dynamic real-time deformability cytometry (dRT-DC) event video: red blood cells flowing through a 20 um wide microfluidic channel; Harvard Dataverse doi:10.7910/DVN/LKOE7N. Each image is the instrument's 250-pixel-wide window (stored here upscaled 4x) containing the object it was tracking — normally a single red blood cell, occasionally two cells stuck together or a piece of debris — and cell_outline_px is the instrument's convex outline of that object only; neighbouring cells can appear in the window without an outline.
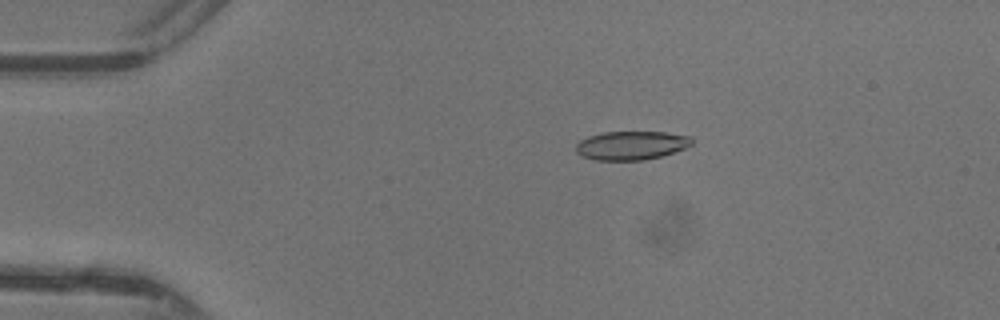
{"species": "common noctule bat (a hibernating species)", "species_latin": "Nyctalus noctula", "temperature_condition": "warm", "stored_images_in_passage": 48, "camera_frame_rate_fps": 3000, "um_per_image_px": 0.085, "animal": {"sex": "female"}, "frame": {"image": 1, "passage_image": 10, "time_ms": 3.0, "image_size_px": [1000, 320], "cell_outline_px": [[692, 144], [684, 148], [660, 156], [644, 160], [596, 160], [584, 156], [576, 152], [576, 144], [580, 140], [588, 136], [604, 132], [664, 132], [692, 136]], "centroid_in_image_um": [53.65, 12.35], "position_along_channel_um": 31.3, "area_um2": 19.25}}
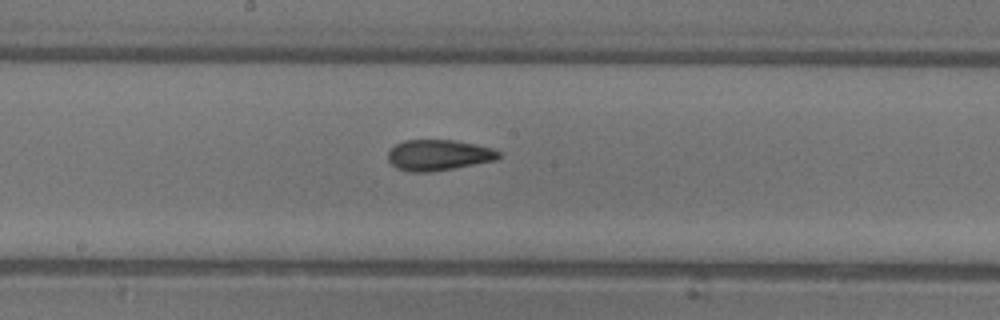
{"frame": {"image": 2, "passage_image": 26, "time_ms": 8.333, "image_size_px": [1000, 320], "cell_outline_px": [[500, 156], [496, 160], [452, 168], [428, 172], [412, 172], [396, 168], [388, 160], [388, 152], [396, 144], [404, 140], [456, 140], [476, 144], [492, 148], [500, 152]], "centroid_in_image_um": [37.27, 13.17], "position_along_channel_um": 210.9, "area_um2": 19.77}}
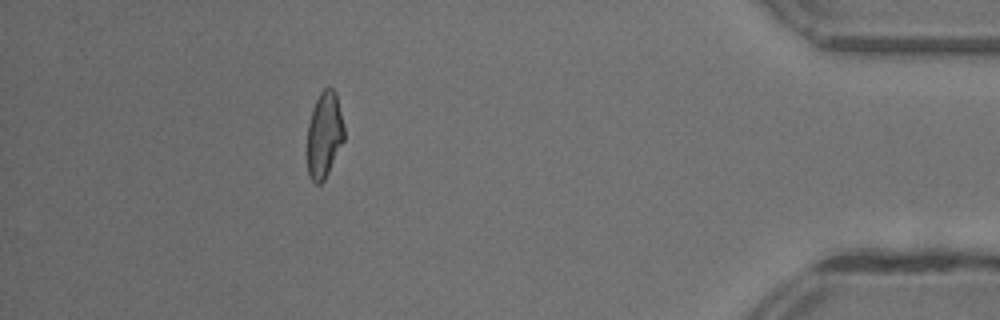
{"frame": {"image": 3, "passage_image": 43, "time_ms": 14.0, "image_size_px": [1000, 320], "cell_outline_px": [[344, 140], [324, 180], [320, 184], [316, 184], [308, 176], [308, 124], [312, 108], [320, 92], [324, 88], [332, 88], [336, 92], [344, 124]], "centroid_in_image_um": [27.57, 11.44], "position_along_channel_um": 407.6, "area_um2": 18.44}, "authors_computed_cell_mechanics": {"area_um2": 19.4786, "velocity_mm_per_s": 4.4053, "shape_relaxation_time_tau1_ms": 4.5655, "shape_relaxation_time_tau2_ms": 1.7966, "deformation_change_tau1": 0.1792, "deformation_change_tau2": 0.094}}